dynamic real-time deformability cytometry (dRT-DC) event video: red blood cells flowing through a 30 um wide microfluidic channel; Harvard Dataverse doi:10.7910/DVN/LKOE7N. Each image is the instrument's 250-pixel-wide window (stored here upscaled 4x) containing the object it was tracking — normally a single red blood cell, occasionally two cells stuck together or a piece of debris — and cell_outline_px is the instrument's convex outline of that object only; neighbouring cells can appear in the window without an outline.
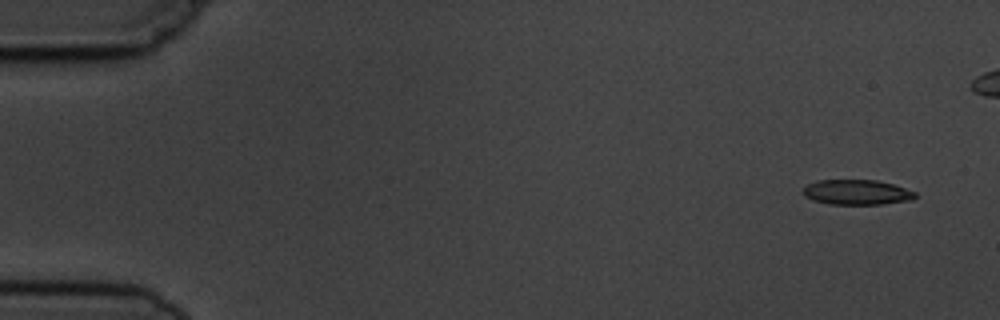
{"species": "common noctule bat (a hibernating species)", "species_latin": "Nyctalus noctula", "temperature_condition": "cold", "stored_images_in_passage": 5, "camera_frame_rate_fps": 3000, "um_per_image_px": 0.085, "animal": {"sex": "male", "body_mass_g": 19.5, "forearm_length_mm": 54.6}, "frame": {"image": 1, "passage_image": 1, "time_ms": 0.0, "image_size_px": [1000, 320], "cell_outline_px": [[916, 196], [912, 200], [880, 204], [828, 204], [812, 200], [804, 196], [804, 188], [808, 184], [816, 180], [876, 180], [892, 184], [916, 192]], "centroid_in_image_um": [72.81, 16.34], "position_along_channel_um": 12.2, "area_um2": 16.3}}